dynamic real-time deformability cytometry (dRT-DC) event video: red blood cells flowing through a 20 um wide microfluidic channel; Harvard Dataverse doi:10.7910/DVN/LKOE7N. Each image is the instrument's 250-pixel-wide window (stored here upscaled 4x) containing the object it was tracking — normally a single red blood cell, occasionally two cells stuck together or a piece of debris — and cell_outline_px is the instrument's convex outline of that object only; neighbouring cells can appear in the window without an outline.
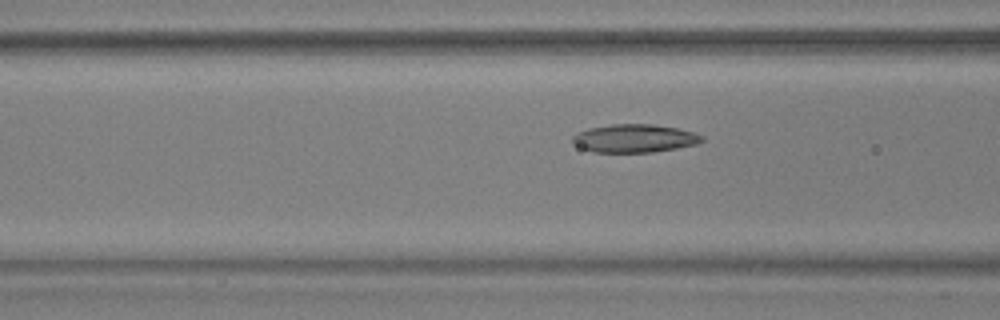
{"species": "common noctule bat (a hibernating species)", "species_latin": "Nyctalus noctula", "temperature_condition": "warm", "stored_images_in_passage": 42, "camera_frame_rate_fps": 3000, "um_per_image_px": 0.085, "animal": {"sex": "male", "body_mass_g": 17.9, "forearm_length_mm": 54.2}, "frame": {"image": 1, "passage_image": 22, "time_ms": 7.0, "image_size_px": [1000, 320], "cell_outline_px": [[704, 140], [696, 144], [676, 148], [652, 152], [592, 152], [580, 148], [572, 144], [572, 136], [576, 132], [588, 128], [612, 124], [652, 124], [676, 128], [692, 132], [704, 136]], "centroid_in_image_um": [53.87, 11.76], "position_along_channel_um": 112.7, "area_um2": 21.33}}
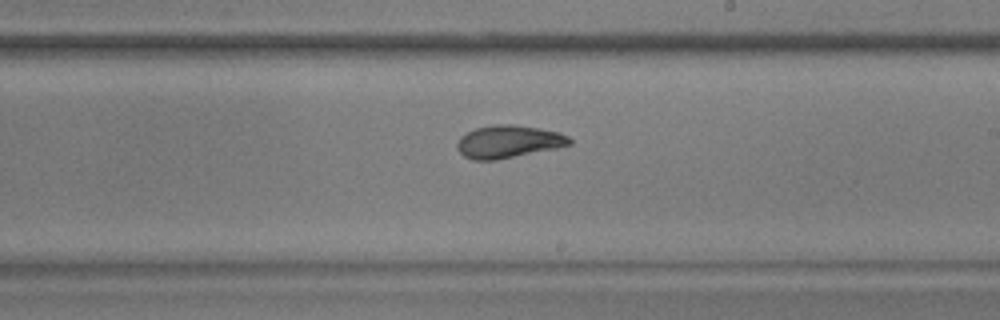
{"frame": {"image": 2, "passage_image": 33, "time_ms": 10.667, "image_size_px": [1000, 320], "cell_outline_px": [[572, 144], [556, 148], [496, 160], [472, 160], [464, 156], [456, 148], [456, 144], [460, 136], [476, 128], [496, 124], [512, 124], [540, 128], [560, 132], [568, 136], [572, 140]], "centroid_in_image_um": [43.21, 12.04], "position_along_channel_um": 245.8, "area_um2": 21.44}}
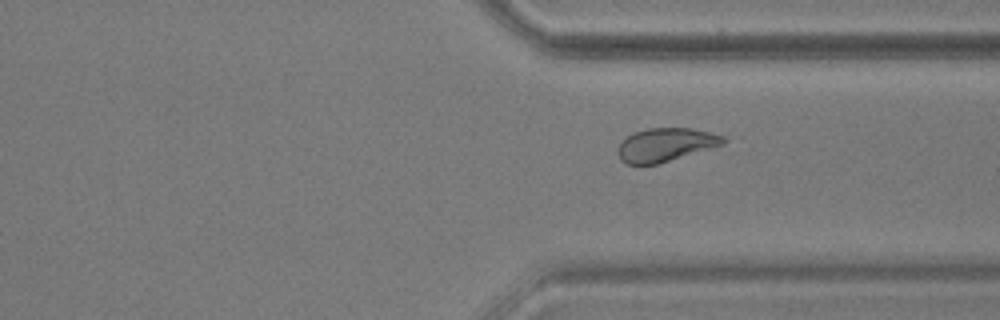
{"frame": {"image": 3, "passage_image": 42, "time_ms": 13.667, "image_size_px": [1000, 320], "cell_outline_px": [[728, 140], [724, 144], [716, 148], [656, 164], [628, 164], [620, 160], [616, 152], [616, 148], [628, 136], [636, 132], [648, 128], [692, 128], [724, 136]], "centroid_in_image_um": [56.62, 12.31], "position_along_channel_um": 354.8, "area_um2": 20.69}}